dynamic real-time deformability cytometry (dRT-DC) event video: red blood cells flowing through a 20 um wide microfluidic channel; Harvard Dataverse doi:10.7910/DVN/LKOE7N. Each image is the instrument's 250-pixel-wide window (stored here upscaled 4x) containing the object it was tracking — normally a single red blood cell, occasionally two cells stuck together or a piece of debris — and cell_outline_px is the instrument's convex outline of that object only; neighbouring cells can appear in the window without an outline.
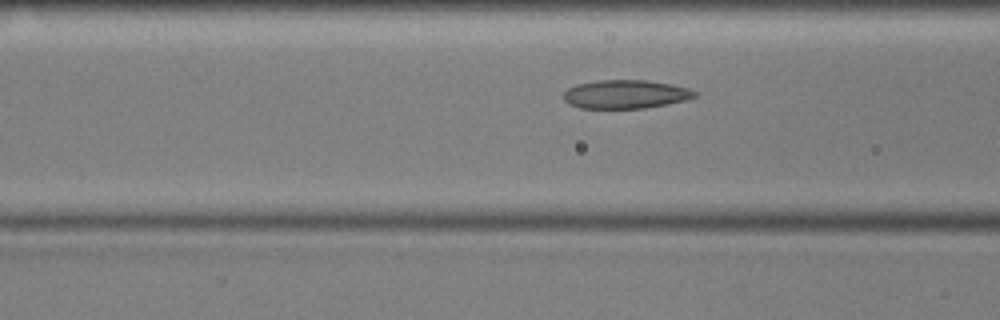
{"species": "common noctule bat (a hibernating species)", "species_latin": "Nyctalus noctula", "temperature_condition": "cold", "stored_images_in_passage": 51, "camera_frame_rate_fps": 3000, "um_per_image_px": 0.085, "animal": {"sex": "male", "body_mass_g": 17.9, "forearm_length_mm": 54.2}, "frame": {"image": 1, "passage_image": 16, "time_ms": 5.0, "image_size_px": [1000, 320], "cell_outline_px": [[696, 96], [688, 100], [668, 104], [644, 108], [580, 108], [568, 104], [564, 100], [564, 92], [568, 88], [576, 84], [596, 80], [644, 80], [672, 84], [688, 88], [696, 92]], "centroid_in_image_um": [53.16, 8.01], "position_along_channel_um": 113.4, "area_um2": 21.96}}
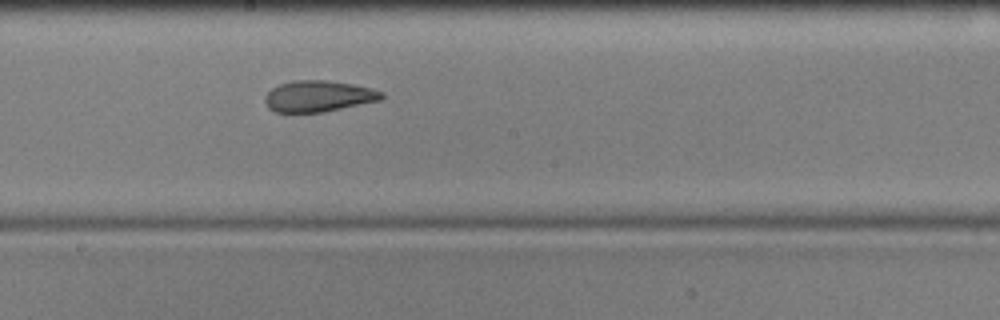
{"frame": {"image": 2, "passage_image": 25, "time_ms": 8.0, "image_size_px": [1000, 320], "cell_outline_px": [[384, 96], [380, 100], [324, 112], [276, 112], [268, 108], [264, 100], [264, 96], [272, 88], [280, 84], [296, 80], [324, 80], [352, 84], [372, 88], [384, 92]], "centroid_in_image_um": [27.06, 8.18], "position_along_channel_um": 221.1, "area_um2": 21.15}}
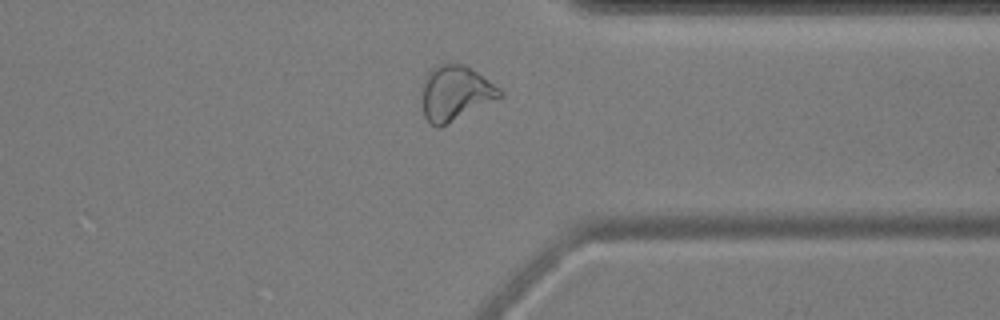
{"frame": {"image": 3, "passage_image": 38, "time_ms": 12.333, "image_size_px": [1000, 320], "cell_outline_px": [[504, 96], [440, 128], [436, 128], [428, 124], [424, 116], [420, 100], [420, 84], [428, 72], [436, 64], [464, 64], [500, 88], [504, 92]], "centroid_in_image_um": [38.64, 7.95], "position_along_channel_um": 372.8, "area_um2": 25.61}, "authors_computed_cell_mechanics": {"area_um2": 22.831, "velocity_mm_per_s": 3.5909, "shape_relaxation_time_tau1_ms": 4.9513, "shape_relaxation_time_tau2_ms": 2.6052, "deformation_change_tau1": 0.1328, "deformation_change_tau2": 0.0896}}